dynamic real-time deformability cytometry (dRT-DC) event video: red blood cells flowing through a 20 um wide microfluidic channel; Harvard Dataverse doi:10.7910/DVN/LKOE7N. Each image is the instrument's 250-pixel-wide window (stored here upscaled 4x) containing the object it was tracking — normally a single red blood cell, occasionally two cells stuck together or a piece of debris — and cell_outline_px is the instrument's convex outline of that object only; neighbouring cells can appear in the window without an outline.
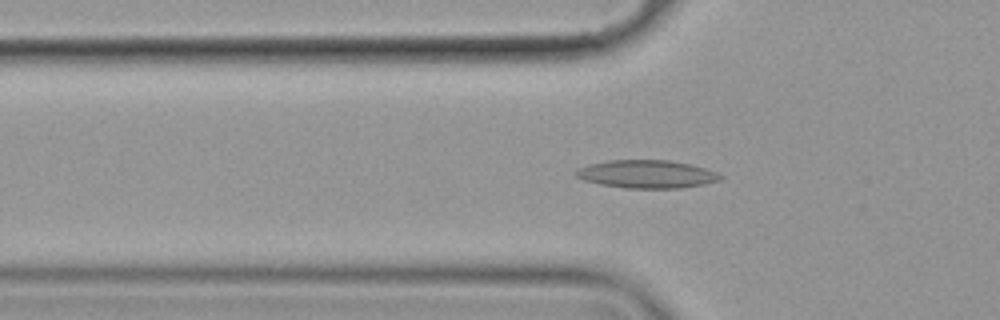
{"species": "common noctule bat (a hibernating species)", "species_latin": "Nyctalus noctula", "temperature_condition": "cold", "stored_images_in_passage": 56, "camera_frame_rate_fps": 3000, "um_per_image_px": 0.085, "animal": {"sex": "female", "body_mass_g": 19.9}, "frame": {"image": 1, "passage_image": 18, "time_ms": 5.667, "image_size_px": [1000, 320], "cell_outline_px": [[724, 176], [720, 180], [704, 184], [680, 188], [624, 188], [600, 184], [584, 180], [576, 176], [576, 168], [588, 164], [608, 160], [668, 160], [692, 164], [716, 172]], "centroid_in_image_um": [54.97, 14.79], "position_along_channel_um": 70.8, "area_um2": 23.64}}
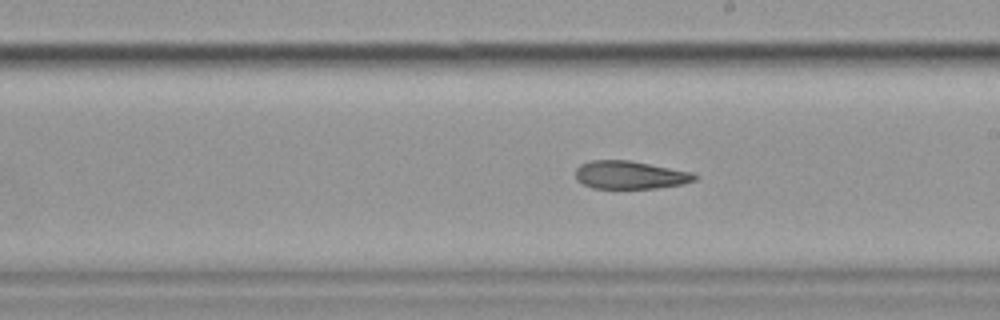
{"frame": {"image": 2, "passage_image": 32, "time_ms": 10.333, "image_size_px": [1000, 320], "cell_outline_px": [[700, 176], [696, 180], [684, 184], [656, 188], [592, 188], [576, 180], [576, 168], [580, 164], [592, 160], [628, 160], [692, 172]], "centroid_in_image_um": [53.57, 14.87], "position_along_channel_um": 235.4, "area_um2": 19.48}}
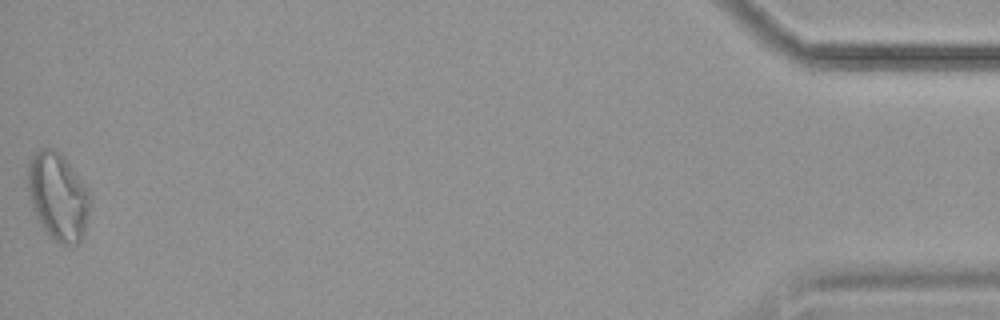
{"frame": {"image": 3, "passage_image": 56, "time_ms": 18.333, "image_size_px": [1000, 320], "cell_outline_px": [[92, 196], [84, 236], [80, 244], [60, 244], [52, 240], [48, 236], [40, 224], [32, 208], [28, 192], [28, 164], [32, 156], [40, 148], [52, 148], [60, 152], [64, 156], [88, 188]], "centroid_in_image_um": [4.95, 16.72], "position_along_channel_um": 430.2, "area_um2": 32.37}, "authors_computed_cell_mechanics": {"area_um2": 21.7906, "velocity_mm_per_s": 3.5348, "shape_relaxation_time_tau1_ms": null, "shape_relaxation_time_tau2_ms": 6.3725, "deformation_change_tau1": null, "deformation_change_tau2": 0.1505}}